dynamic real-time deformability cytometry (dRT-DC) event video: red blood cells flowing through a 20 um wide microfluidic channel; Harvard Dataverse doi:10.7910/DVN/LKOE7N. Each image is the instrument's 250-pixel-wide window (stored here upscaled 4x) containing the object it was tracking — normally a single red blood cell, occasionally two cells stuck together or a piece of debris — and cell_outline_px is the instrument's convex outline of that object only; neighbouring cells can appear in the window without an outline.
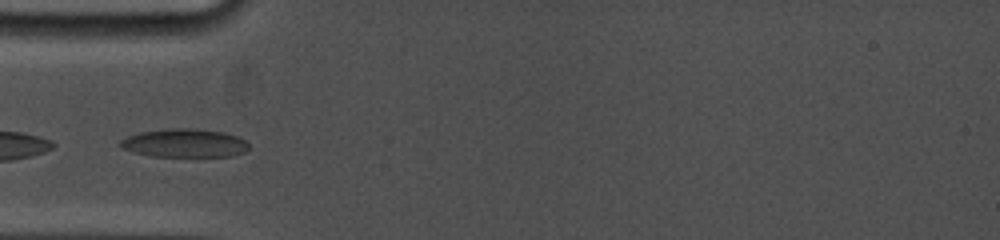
{"species": "common noctule bat (a hibernating species)", "species_latin": "Nyctalus noctula", "temperature_condition": "cold", "stored_images_in_passage": 8, "camera_frame_rate_fps": 5000, "um_per_image_px": 0.085, "animal": {"sex": "female", "body_mass_g": 19.0, "forearm_length_mm": 53.3}, "frame": {"image": 1, "passage_image": 1, "time_ms": 0.0, "image_size_px": [1000, 240], "cell_outline_px": [[248, 148], [244, 152], [232, 156], [152, 156], [132, 152], [120, 148], [116, 144], [120, 140], [128, 136], [140, 132], [168, 128], [196, 128], [224, 132], [236, 136], [244, 140], [248, 144]], "centroid_in_image_um": [15.63, 12.16], "position_along_channel_um": 69.4, "area_um2": 21.44}}
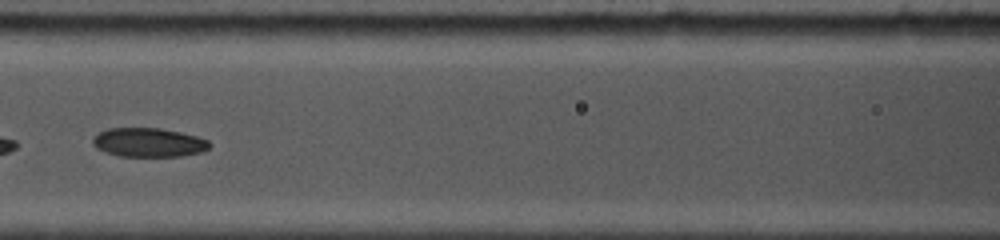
{"frame": {"image": 2, "passage_image": 5, "time_ms": 2.2, "image_size_px": [1000, 240], "cell_outline_px": [[212, 144], [208, 148], [200, 152], [180, 156], [120, 156], [104, 152], [96, 148], [92, 144], [92, 136], [108, 128], [160, 128], [180, 132], [196, 136], [208, 140]], "centroid_in_image_um": [12.59, 12.1], "position_along_channel_um": 154.0, "area_um2": 19.77}}
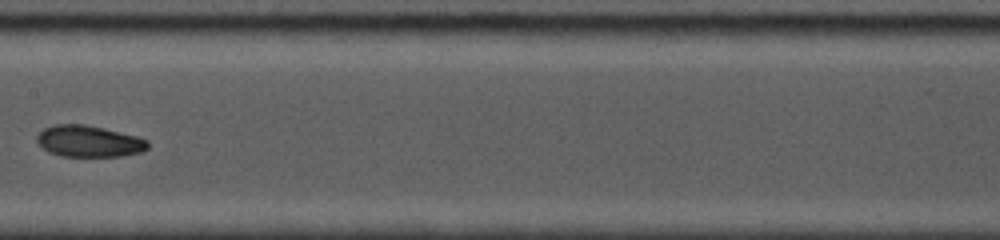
{"frame": {"image": 3, "passage_image": 7, "time_ms": 3.4, "image_size_px": [1000, 240], "cell_outline_px": [[148, 148], [140, 152], [120, 156], [60, 156], [48, 152], [36, 140], [36, 136], [44, 128], [52, 124], [84, 124], [104, 128], [136, 136], [148, 140]], "centroid_in_image_um": [7.53, 12.0], "position_along_channel_um": 199.9, "area_um2": 20.29}}